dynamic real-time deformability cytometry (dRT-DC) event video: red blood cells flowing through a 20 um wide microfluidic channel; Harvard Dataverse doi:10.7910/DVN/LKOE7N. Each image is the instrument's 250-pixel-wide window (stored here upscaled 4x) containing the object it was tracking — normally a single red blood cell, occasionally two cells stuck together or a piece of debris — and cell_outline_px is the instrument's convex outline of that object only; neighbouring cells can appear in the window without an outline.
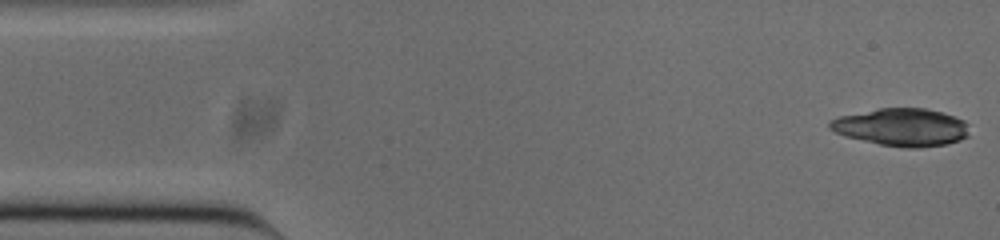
{"species": "common noctule bat (a hibernating species)", "species_latin": "Nyctalus noctula", "temperature_condition": "cold", "stored_images_in_passage": 51, "camera_frame_rate_fps": 3000, "um_per_image_px": 0.085, "animal": {"sex": "male", "body_mass_g": 20.0, "forearm_length_mm": 53.3}, "frame": {"image": 1, "passage_image": 1, "time_ms": 0.0, "image_size_px": [1000, 240], "cell_outline_px": [[968, 136], [960, 140], [948, 144], [920, 148], [904, 148], [880, 144], [844, 136], [828, 128], [828, 120], [840, 116], [880, 108], [924, 108], [940, 112], [964, 120], [968, 124]], "centroid_in_image_um": [76.64, 10.82], "position_along_channel_um": 8.4, "area_um2": 30.63}}